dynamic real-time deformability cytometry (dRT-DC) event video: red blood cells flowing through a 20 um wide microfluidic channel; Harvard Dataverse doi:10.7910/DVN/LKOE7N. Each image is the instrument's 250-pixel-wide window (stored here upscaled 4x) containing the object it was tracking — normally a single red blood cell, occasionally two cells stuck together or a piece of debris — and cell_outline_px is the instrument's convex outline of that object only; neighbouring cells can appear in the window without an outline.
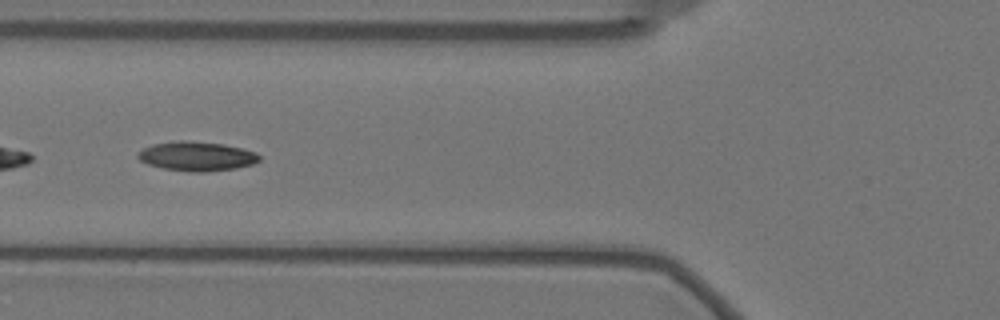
{"species": "Egyptian fruit bat (a non-hibernating species)", "species_latin": "Rousettus aegyptiacus", "temperature_condition": "warm", "stored_images_in_passage": 36, "camera_frame_rate_fps": 3000, "um_per_image_px": 0.085, "animal": {"sex": "female"}, "frame": {"image": 1, "passage_image": 6, "time_ms": 1.667, "image_size_px": [1000, 320], "cell_outline_px": [[260, 160], [252, 164], [236, 168], [204, 172], [192, 172], [164, 168], [148, 164], [140, 160], [136, 156], [144, 148], [152, 144], [180, 140], [188, 140], [224, 144], [256, 152], [260, 156]], "centroid_in_image_um": [16.73, 13.27], "position_along_channel_um": 109.1, "area_um2": 20.63}}
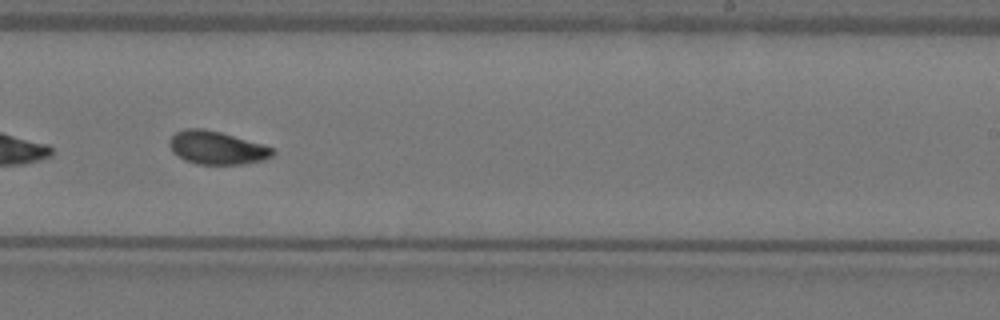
{"frame": {"image": 2, "passage_image": 20, "time_ms": 6.333, "image_size_px": [1000, 320], "cell_outline_px": [[276, 152], [272, 156], [264, 160], [244, 164], [196, 164], [184, 160], [172, 152], [168, 144], [168, 140], [176, 132], [184, 128], [200, 128], [220, 132], [260, 144], [272, 148]], "centroid_in_image_um": [18.38, 12.57], "position_along_channel_um": 270.6, "area_um2": 19.88}, "authors_computed_cell_mechanics": {"area_um2": 19.7676, "velocity_mm_per_s": 3.4746, "shape_relaxation_time_tau1_ms": 5.5245, "shape_relaxation_time_tau2_ms": 2.1043, "deformation_change_tau1": 0.1479, "deformation_change_tau2": 0.0689}}